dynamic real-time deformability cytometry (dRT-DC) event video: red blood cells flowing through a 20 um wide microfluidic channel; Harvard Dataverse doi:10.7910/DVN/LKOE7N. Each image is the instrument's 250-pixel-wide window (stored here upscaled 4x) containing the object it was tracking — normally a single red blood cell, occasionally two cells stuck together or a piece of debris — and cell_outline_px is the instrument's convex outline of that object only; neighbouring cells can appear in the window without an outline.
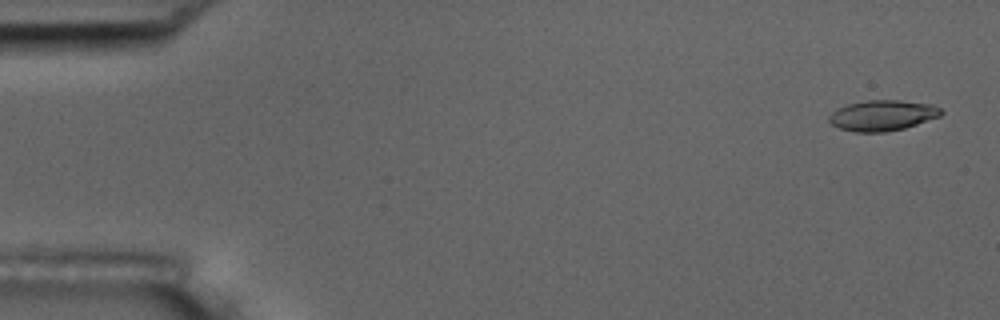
{"species": "common noctule bat (a hibernating species)", "species_latin": "Nyctalus noctula", "temperature_condition": "room temperature", "stored_images_in_passage": 5, "camera_frame_rate_fps": 3000, "um_per_image_px": 0.085, "animal": {"sex": "male", "body_mass_g": 17.5, "forearm_length_mm": 52.3}, "frame": {"image": 1, "passage_image": 1, "time_ms": 0.0, "image_size_px": [1000, 320], "cell_outline_px": [[944, 112], [940, 116], [904, 128], [884, 132], [856, 132], [840, 128], [832, 124], [828, 120], [828, 116], [836, 108], [848, 104], [868, 100], [900, 100], [932, 104], [940, 108]], "centroid_in_image_um": [75.0, 9.8], "position_along_channel_um": 10.0, "area_um2": 19.94}}
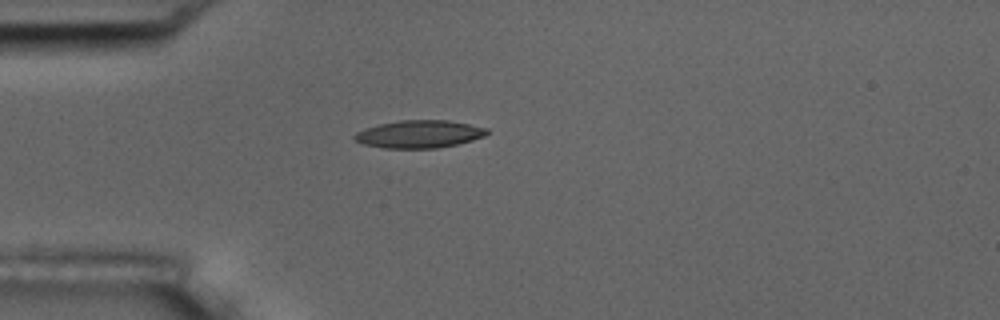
{"frame": {"image": 2, "passage_image": 5, "time_ms": 4.333, "image_size_px": [1000, 320], "cell_outline_px": [[488, 132], [484, 136], [472, 140], [456, 144], [436, 148], [384, 148], [364, 144], [356, 140], [352, 136], [356, 132], [364, 128], [380, 124], [400, 120], [448, 120], [488, 128]], "centroid_in_image_um": [35.62, 11.39], "position_along_channel_um": 49.4, "area_um2": 21.21}}